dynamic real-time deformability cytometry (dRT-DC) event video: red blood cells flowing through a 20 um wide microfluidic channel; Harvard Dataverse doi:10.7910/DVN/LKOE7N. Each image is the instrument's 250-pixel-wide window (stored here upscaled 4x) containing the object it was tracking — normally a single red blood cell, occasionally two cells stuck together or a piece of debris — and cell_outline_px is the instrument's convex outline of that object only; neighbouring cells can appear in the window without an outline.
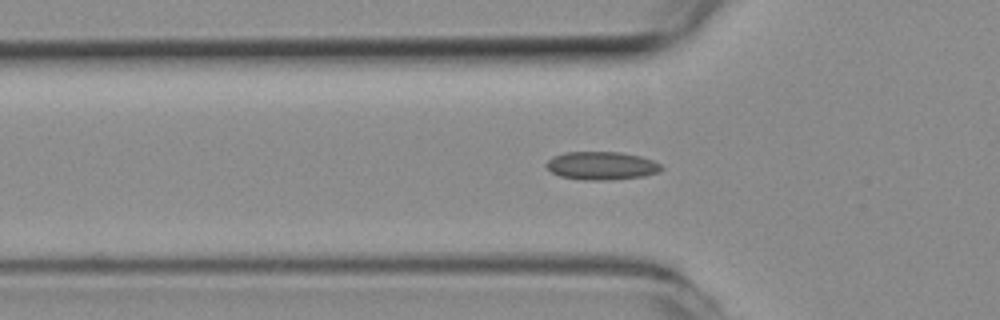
{"species": "common noctule bat (a hibernating species)", "species_latin": "Nyctalus noctula", "temperature_condition": "room temperature", "stored_images_in_passage": 34, "camera_frame_rate_fps": 3000, "um_per_image_px": 0.085, "animal": {"sex": "female", "body_mass_g": 19.3, "forearm_length_mm": 54.1}, "frame": {"image": 1, "passage_image": 2, "time_ms": 0.333, "image_size_px": [1000, 320], "cell_outline_px": [[664, 168], [656, 172], [644, 176], [608, 180], [584, 180], [560, 176], [552, 172], [544, 164], [552, 156], [564, 152], [620, 152], [640, 156], [652, 160], [660, 164]], "centroid_in_image_um": [51.1, 14.08], "position_along_channel_um": 74.7, "area_um2": 18.84}}
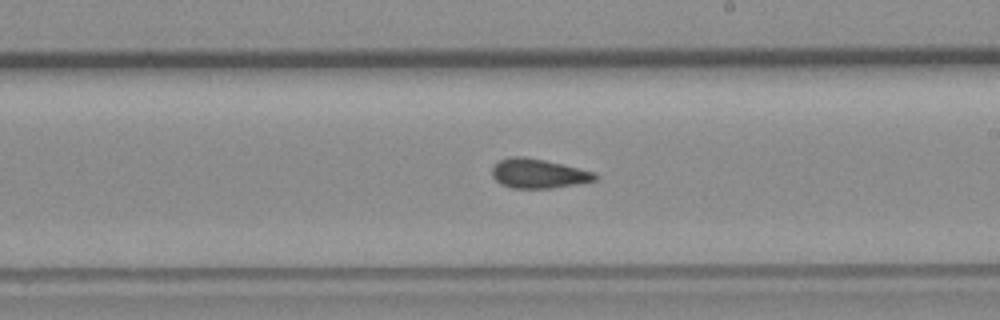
{"frame": {"image": 2, "passage_image": 15, "time_ms": 4.667, "image_size_px": [1000, 320], "cell_outline_px": [[600, 176], [596, 180], [576, 184], [552, 188], [512, 188], [500, 184], [492, 176], [492, 168], [500, 160], [512, 156], [524, 156], [544, 160], [596, 172]], "centroid_in_image_um": [45.78, 14.75], "position_along_channel_um": 243.2, "area_um2": 17.63}}
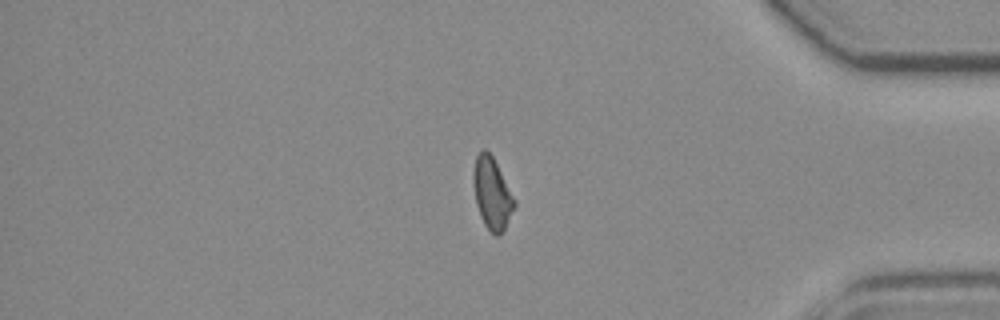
{"frame": {"image": 3, "passage_image": 29, "time_ms": 9.333, "image_size_px": [1000, 320], "cell_outline_px": [[516, 204], [500, 236], [496, 236], [484, 224], [480, 216], [476, 204], [472, 180], [472, 172], [476, 156], [484, 148], [492, 156], [516, 200]], "centroid_in_image_um": [41.8, 16.43], "position_along_channel_um": 393.4, "area_um2": 16.99}, "authors_computed_cell_mechanics": {"area_um2": 17.3689, "velocity_mm_per_s": 3.8704, "shape_relaxation_time_tau1_ms": null, "shape_relaxation_time_tau2_ms": 2.9008, "deformation_change_tau1": null, "deformation_change_tau2": 0.0899}}